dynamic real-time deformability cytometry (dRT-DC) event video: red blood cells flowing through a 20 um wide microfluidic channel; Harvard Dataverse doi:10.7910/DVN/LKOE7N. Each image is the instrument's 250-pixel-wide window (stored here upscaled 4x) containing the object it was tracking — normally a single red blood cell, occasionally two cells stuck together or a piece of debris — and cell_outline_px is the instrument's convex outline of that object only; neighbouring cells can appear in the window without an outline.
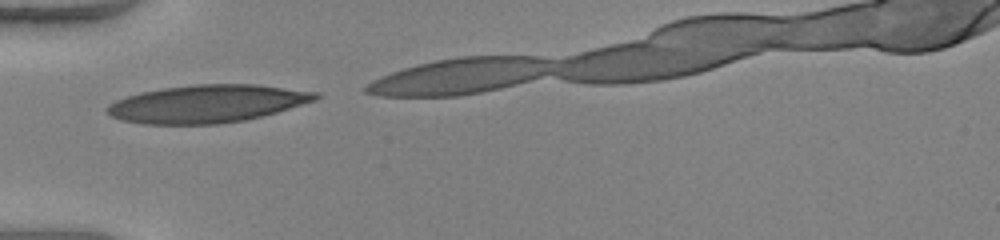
{"species": "human", "species_latin": "Homo sapiens", "temperature_condition": "warm", "stored_images_in_passage": 7, "camera_frame_rate_fps": 3000, "um_per_image_px": 0.085, "donor": {"sex": "female"}, "frame": {"image": 1, "passage_image": 1, "time_ms": 0.0, "image_size_px": [1000, 240], "cell_outline_px": [[320, 96], [316, 100], [276, 112], [244, 120], [220, 124], [144, 124], [120, 120], [104, 112], [104, 108], [108, 104], [116, 100], [140, 92], [164, 88], [196, 84], [256, 84], [320, 92]], "centroid_in_image_um": [17.58, 8.82], "position_along_channel_um": 67.4, "area_um2": 45.89}}
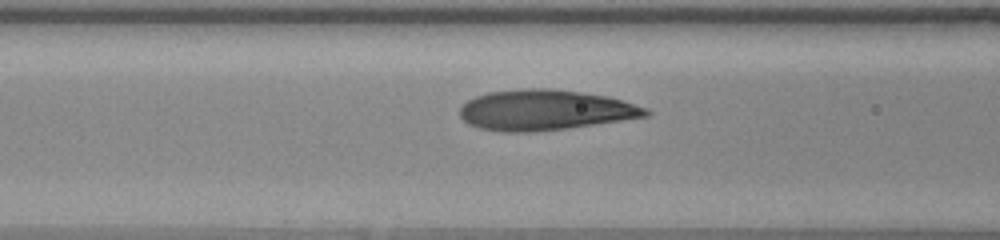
{"frame": {"image": 2, "passage_image": 5, "time_ms": 1.333, "image_size_px": [1000, 240], "cell_outline_px": [[652, 112], [648, 116], [568, 128], [536, 132], [500, 132], [480, 128], [468, 124], [460, 116], [460, 108], [468, 100], [476, 96], [488, 92], [524, 88], [552, 88], [608, 96], [648, 108]], "centroid_in_image_um": [46.32, 9.35], "position_along_channel_um": 120.3, "area_um2": 43.93}}